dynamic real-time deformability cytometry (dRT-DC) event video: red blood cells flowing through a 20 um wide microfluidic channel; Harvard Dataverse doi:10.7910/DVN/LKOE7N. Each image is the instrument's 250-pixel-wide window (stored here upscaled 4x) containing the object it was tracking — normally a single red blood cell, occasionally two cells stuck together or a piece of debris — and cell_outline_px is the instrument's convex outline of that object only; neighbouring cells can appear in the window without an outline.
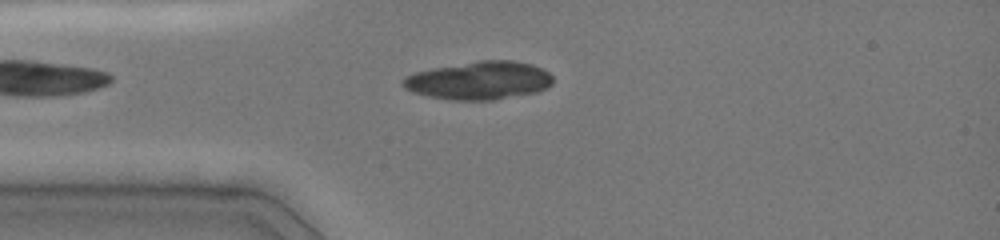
{"species": "common noctule bat (a hibernating species)", "species_latin": "Nyctalus noctula", "temperature_condition": "cold", "stored_images_in_passage": 46, "camera_frame_rate_fps": 3000, "um_per_image_px": 0.085, "animal": {"sex": "female", "body_mass_g": 19.0, "forearm_length_mm": 51.5}, "frame": {"image": 1, "passage_image": 11, "time_ms": 3.333, "image_size_px": [1000, 240], "cell_outline_px": [[552, 84], [548, 88], [536, 92], [492, 100], [452, 100], [428, 96], [412, 92], [404, 88], [400, 84], [400, 80], [404, 76], [416, 72], [432, 68], [480, 60], [512, 60], [532, 64], [548, 72], [552, 76]], "centroid_in_image_um": [40.69, 6.84], "position_along_channel_um": 44.3, "area_um2": 33.47}}